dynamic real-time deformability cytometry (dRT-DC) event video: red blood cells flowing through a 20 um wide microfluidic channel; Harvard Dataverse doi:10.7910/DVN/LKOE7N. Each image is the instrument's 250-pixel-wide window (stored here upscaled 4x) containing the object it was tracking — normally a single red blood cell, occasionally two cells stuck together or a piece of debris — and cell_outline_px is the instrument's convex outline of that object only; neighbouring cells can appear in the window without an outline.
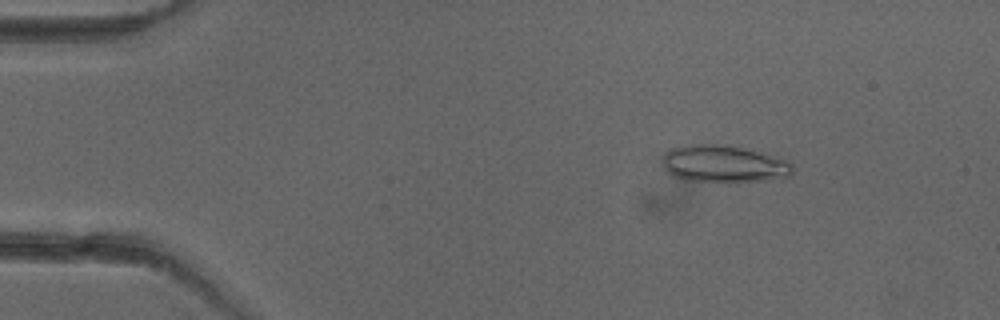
{"species": "common noctule bat (a hibernating species)", "species_latin": "Nyctalus noctula", "temperature_condition": "cold", "stored_images_in_passage": 50, "camera_frame_rate_fps": 3000, "um_per_image_px": 0.085, "animal": {"sex": "female"}, "frame": {"image": 1, "passage_image": 6, "time_ms": 1.667, "image_size_px": [1000, 320], "cell_outline_px": [[792, 176], [784, 180], [688, 180], [676, 176], [668, 172], [664, 168], [660, 160], [664, 152], [672, 148], [692, 144], [716, 144], [744, 148], [788, 160], [792, 164]], "centroid_in_image_um": [61.54, 13.91], "position_along_channel_um": 23.5, "area_um2": 27.86}}
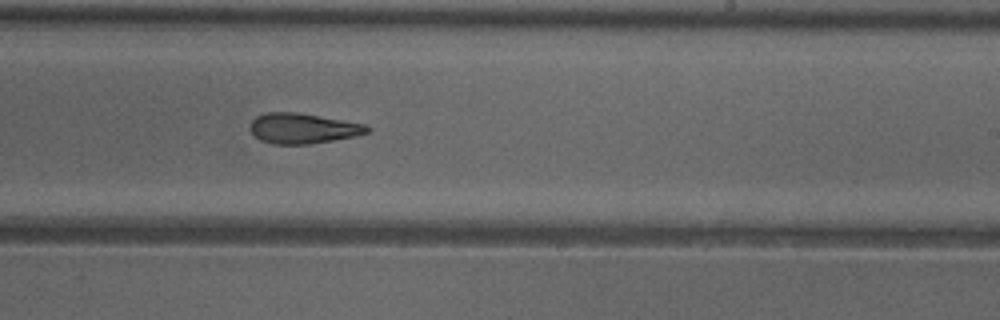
{"frame": {"image": 2, "passage_image": 30, "time_ms": 9.667, "image_size_px": [1000, 320], "cell_outline_px": [[372, 128], [368, 132], [356, 136], [308, 144], [272, 144], [260, 140], [248, 128], [248, 124], [256, 116], [268, 112], [300, 112], [364, 124]], "centroid_in_image_um": [25.71, 10.9], "position_along_channel_um": 263.3, "area_um2": 20.75}}
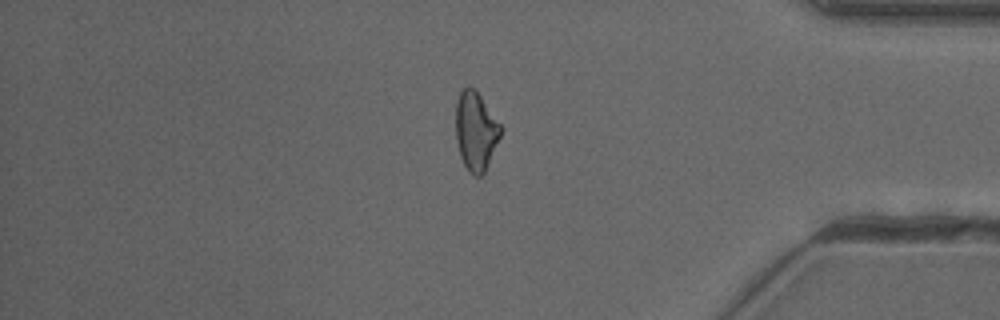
{"frame": {"image": 3, "passage_image": 42, "time_ms": 13.667, "image_size_px": [1000, 320], "cell_outline_px": [[504, 128], [488, 164], [484, 172], [480, 176], [476, 176], [468, 172], [460, 156], [456, 140], [456, 104], [460, 92], [468, 84], [480, 96]], "centroid_in_image_um": [40.44, 11.15], "position_along_channel_um": 394.8, "area_um2": 20.52}, "authors_computed_cell_mechanics": {"area_um2": 21.4149, "velocity_mm_per_s": 3.9867, "shape_relaxation_time_tau1_ms": 8.2634, "shape_relaxation_time_tau2_ms": 5.5383, "deformation_change_tau1": 0.193, "deformation_change_tau2": 0.167}}